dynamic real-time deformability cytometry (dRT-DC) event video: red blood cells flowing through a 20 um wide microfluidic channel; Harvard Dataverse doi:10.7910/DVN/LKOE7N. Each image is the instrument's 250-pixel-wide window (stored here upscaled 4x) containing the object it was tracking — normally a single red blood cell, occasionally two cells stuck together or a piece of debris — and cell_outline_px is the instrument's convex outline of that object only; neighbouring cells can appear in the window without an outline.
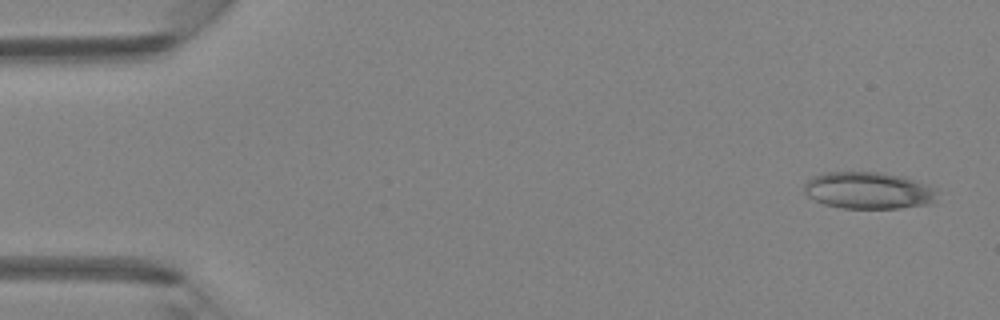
{"species": "Egyptian fruit bat (a non-hibernating species)", "species_latin": "Rousettus aegyptiacus", "temperature_condition": "room temperature", "stored_images_in_passage": 4, "camera_frame_rate_fps": 3000, "um_per_image_px": 0.085, "animal": {"sex": "female"}, "frame": {"image": 1, "passage_image": 1, "time_ms": 0.0, "image_size_px": [1000, 320], "cell_outline_px": [[936, 204], [900, 208], [844, 208], [824, 204], [808, 196], [804, 192], [804, 184], [812, 176], [824, 172], [884, 172], [904, 176], [936, 188]], "centroid_in_image_um": [73.86, 16.19], "position_along_channel_um": 11.1, "area_um2": 28.96}}
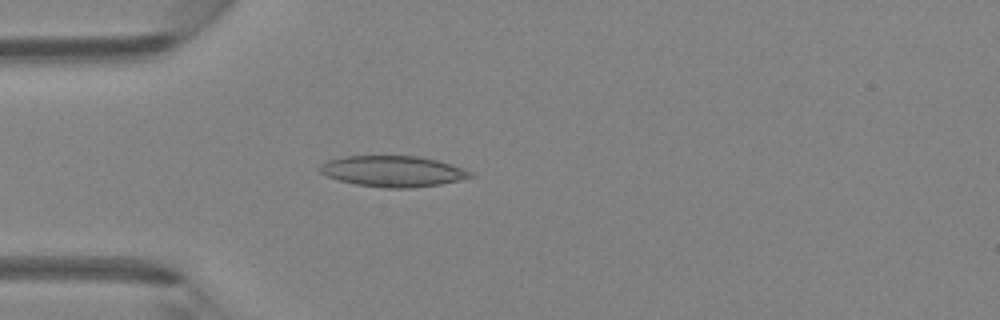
{"frame": {"image": 2, "passage_image": 4, "time_ms": 3.667, "image_size_px": [1000, 320], "cell_outline_px": [[476, 176], [460, 180], [440, 184], [408, 188], [388, 188], [356, 184], [336, 180], [324, 176], [320, 172], [320, 164], [328, 160], [340, 156], [416, 156], [436, 160], [452, 164], [472, 172]], "centroid_in_image_um": [33.37, 14.55], "position_along_channel_um": 51.6, "area_um2": 27.22}}